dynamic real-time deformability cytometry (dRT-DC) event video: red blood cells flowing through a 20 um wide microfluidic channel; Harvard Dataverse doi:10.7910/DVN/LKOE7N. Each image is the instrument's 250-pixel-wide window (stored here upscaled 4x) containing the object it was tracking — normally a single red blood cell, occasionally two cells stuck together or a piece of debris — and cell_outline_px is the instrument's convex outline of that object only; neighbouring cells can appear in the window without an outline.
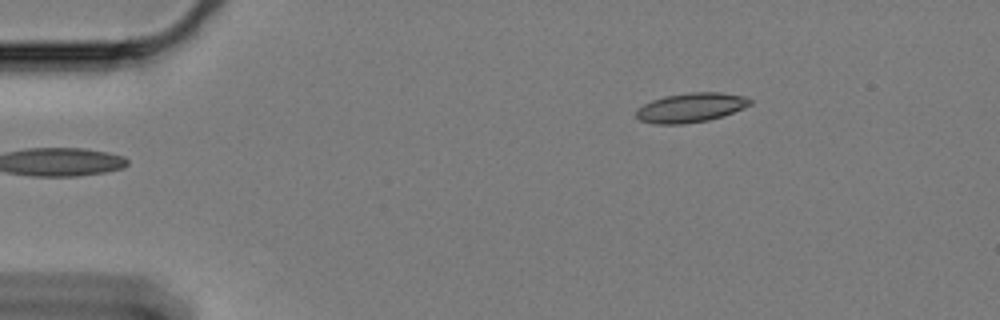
{"species": "Egyptian fruit bat (a non-hibernating species)", "species_latin": "Rousettus aegyptiacus", "temperature_condition": "cold", "stored_images_in_passage": 14, "camera_frame_rate_fps": 3000, "um_per_image_px": 0.085, "animal": {"sex": "female"}, "frame": {"image": 1, "passage_image": 1, "time_ms": 0.0, "image_size_px": [1000, 320], "cell_outline_px": [[752, 104], [744, 108], [708, 120], [684, 124], [656, 124], [640, 120], [636, 116], [636, 108], [652, 100], [664, 96], [692, 92], [720, 92], [744, 96], [752, 100]], "centroid_in_image_um": [58.7, 9.14], "position_along_channel_um": 26.3, "area_um2": 19.42}}
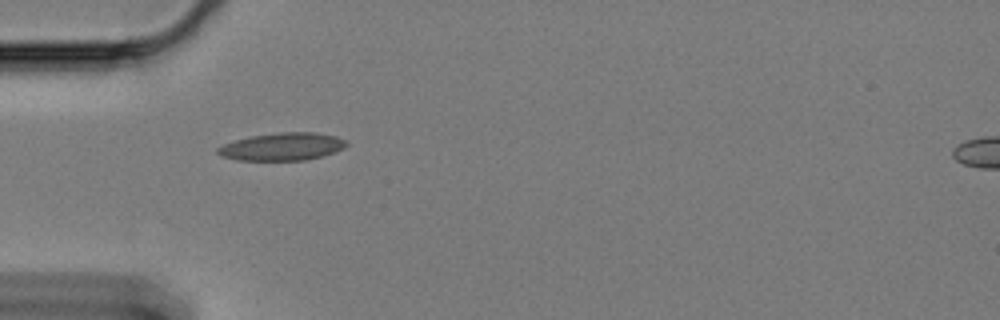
{"frame": {"image": 2, "passage_image": 10, "time_ms": 3.0, "image_size_px": [1000, 320], "cell_outline_px": [[348, 144], [344, 148], [336, 152], [324, 156], [304, 160], [236, 160], [224, 156], [216, 152], [216, 148], [224, 144], [236, 140], [252, 136], [280, 132], [316, 132], [336, 136], [348, 140]], "centroid_in_image_um": [24.06, 12.46], "position_along_channel_um": 60.9, "area_um2": 20.81}}
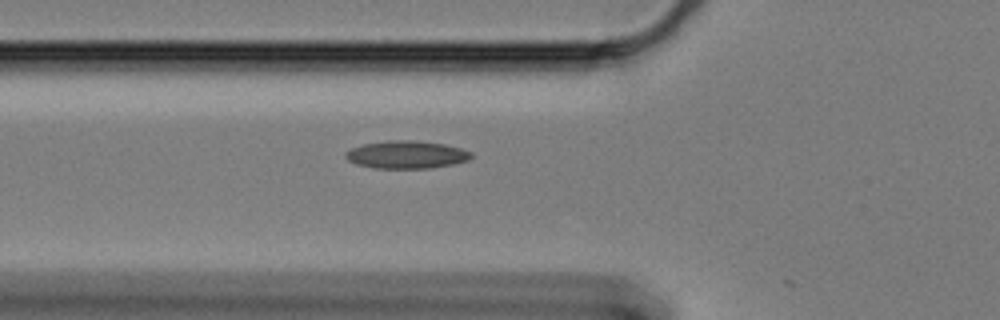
{"frame": {"image": 3, "passage_image": 13, "time_ms": 4.0, "image_size_px": [1000, 320], "cell_outline_px": [[472, 156], [468, 160], [452, 164], [432, 168], [376, 168], [356, 164], [348, 160], [344, 156], [344, 152], [352, 148], [364, 144], [388, 140], [416, 140], [444, 144], [460, 148], [472, 152]], "centroid_in_image_um": [34.54, 13.14], "position_along_channel_um": 91.3, "area_um2": 20.29}}